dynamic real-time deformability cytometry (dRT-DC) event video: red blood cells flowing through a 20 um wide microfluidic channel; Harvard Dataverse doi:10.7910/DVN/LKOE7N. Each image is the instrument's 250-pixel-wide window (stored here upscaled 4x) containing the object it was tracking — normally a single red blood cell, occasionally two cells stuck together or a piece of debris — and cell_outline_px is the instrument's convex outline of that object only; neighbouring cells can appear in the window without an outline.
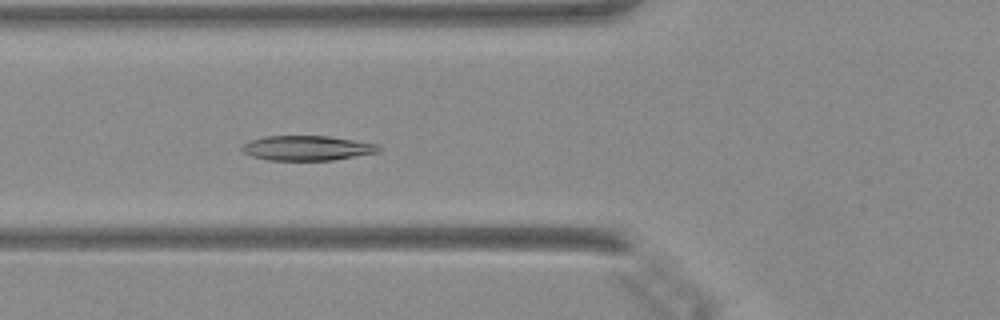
{"species": "Egyptian fruit bat (a non-hibernating species)", "species_latin": "Rousettus aegyptiacus", "temperature_condition": "warm", "stored_images_in_passage": 33, "camera_frame_rate_fps": 3000, "um_per_image_px": 0.085, "animal": {"sex": "female"}, "frame": {"image": 1, "passage_image": 3, "time_ms": 0.667, "image_size_px": [1000, 320], "cell_outline_px": [[380, 148], [376, 152], [332, 160], [268, 160], [252, 156], [244, 152], [240, 148], [244, 144], [252, 140], [268, 136], [328, 136], [376, 144]], "centroid_in_image_um": [26.06, 12.58], "position_along_channel_um": 99.7, "area_um2": 19.31}}
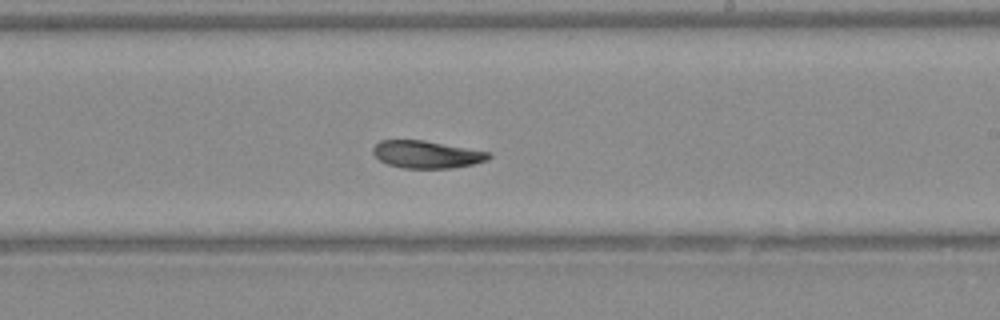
{"frame": {"image": 2, "passage_image": 14, "time_ms": 4.333, "image_size_px": [1000, 320], "cell_outline_px": [[492, 156], [488, 160], [472, 164], [452, 168], [400, 168], [388, 164], [380, 160], [372, 152], [372, 148], [380, 140], [420, 140], [488, 152]], "centroid_in_image_um": [36.23, 13.14], "position_along_channel_um": 252.8, "area_um2": 18.21}}
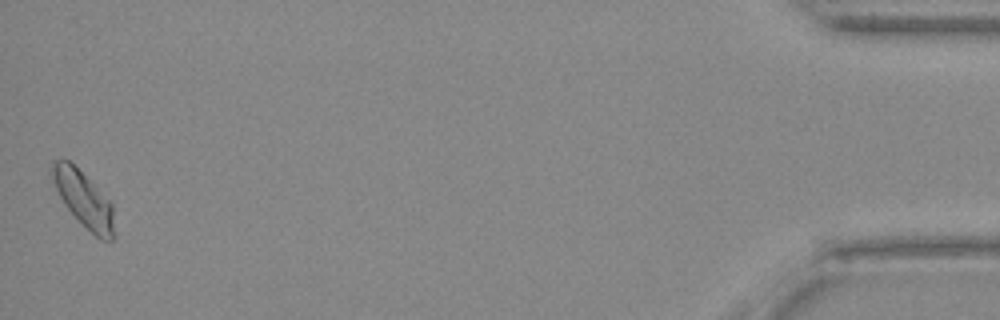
{"frame": {"image": 3, "passage_image": 33, "time_ms": 10.667, "image_size_px": [1000, 320], "cell_outline_px": [[116, 236], [112, 240], [100, 240], [68, 208], [60, 196], [56, 188], [52, 176], [52, 160], [68, 160], [112, 204]], "centroid_in_image_um": [7.15, 16.98], "position_along_channel_um": 428.0, "area_um2": 19.25}}